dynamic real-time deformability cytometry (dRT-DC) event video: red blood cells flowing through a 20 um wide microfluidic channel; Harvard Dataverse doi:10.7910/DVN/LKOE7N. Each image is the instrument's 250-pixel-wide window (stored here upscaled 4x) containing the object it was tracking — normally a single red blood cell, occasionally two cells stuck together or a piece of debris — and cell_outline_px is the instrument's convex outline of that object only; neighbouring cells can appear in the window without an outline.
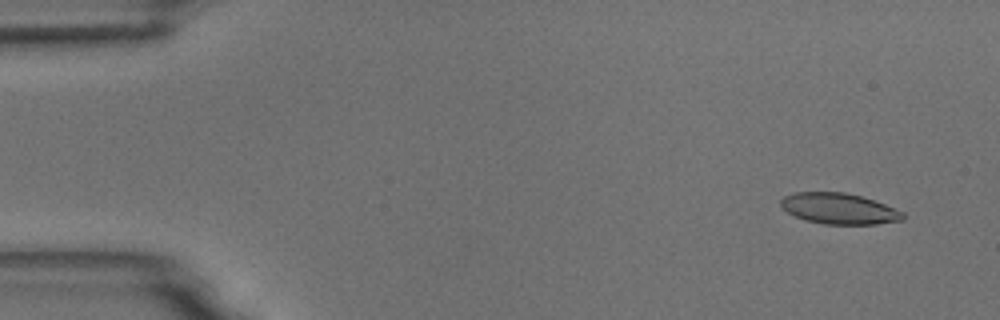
{"species": "common noctule bat (a hibernating species)", "species_latin": "Nyctalus noctula", "temperature_condition": "room temperature", "stored_images_in_passage": 4, "camera_frame_rate_fps": 3000, "um_per_image_px": 0.085, "animal": {"sex": "male", "body_mass_g": 18.8}, "frame": {"image": 1, "passage_image": 1, "time_ms": 0.0, "image_size_px": [1000, 320], "cell_outline_px": [[904, 220], [876, 224], [824, 224], [804, 220], [788, 212], [780, 204], [780, 200], [784, 196], [792, 192], [844, 192], [860, 196], [884, 204], [904, 212]], "centroid_in_image_um": [71.31, 17.73], "position_along_channel_um": 13.7, "area_um2": 21.91}}
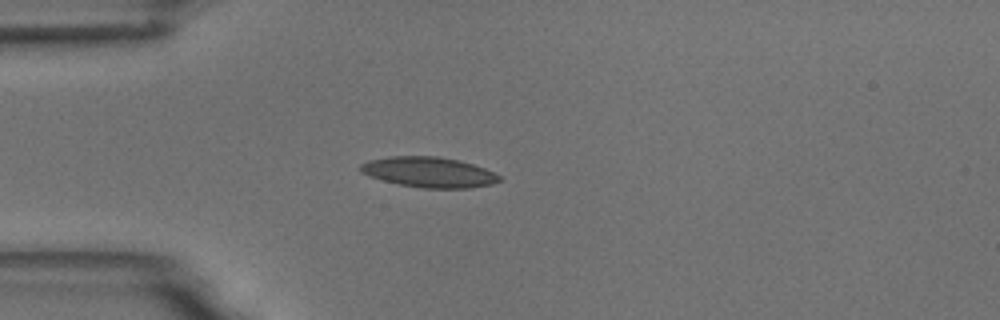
{"frame": {"image": 2, "passage_image": 4, "time_ms": 3.667, "image_size_px": [1000, 320], "cell_outline_px": [[504, 180], [492, 184], [468, 188], [424, 188], [400, 184], [368, 176], [360, 172], [360, 164], [368, 160], [392, 156], [440, 156], [472, 164], [484, 168], [500, 176]], "centroid_in_image_um": [36.45, 14.63], "position_along_channel_um": 48.5, "area_um2": 24.45}}